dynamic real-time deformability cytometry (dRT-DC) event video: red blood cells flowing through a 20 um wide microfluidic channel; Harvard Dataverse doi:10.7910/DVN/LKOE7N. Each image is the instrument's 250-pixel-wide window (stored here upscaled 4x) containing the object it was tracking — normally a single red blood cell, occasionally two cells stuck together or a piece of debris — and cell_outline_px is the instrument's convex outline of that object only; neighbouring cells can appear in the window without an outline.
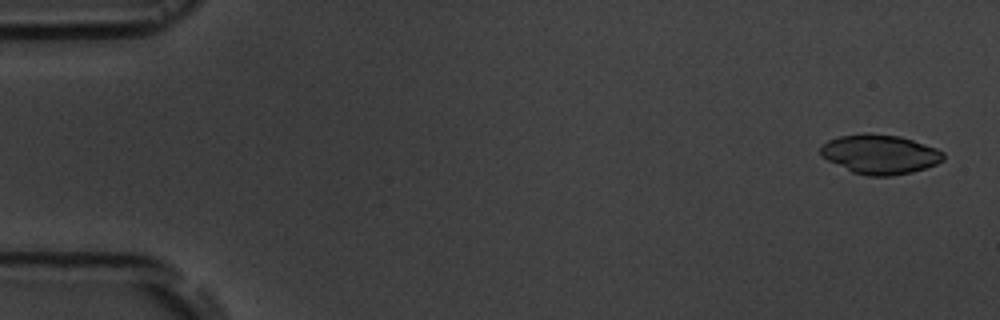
{"species": "common noctule bat (a hibernating species)", "species_latin": "Nyctalus noctula", "temperature_condition": "room temperature", "stored_images_in_passage": 5, "camera_frame_rate_fps": 3000, "um_per_image_px": 0.085, "animal": {"sex": "male", "body_mass_g": 19.5, "forearm_length_mm": 54.6}, "frame": {"image": 1, "passage_image": 1, "time_ms": 0.0, "image_size_px": [1000, 320], "cell_outline_px": [[944, 160], [936, 164], [912, 172], [888, 176], [868, 176], [852, 172], [820, 156], [820, 148], [828, 140], [840, 136], [864, 132], [868, 132], [900, 136], [936, 148], [944, 152]], "centroid_in_image_um": [74.78, 13.1], "position_along_channel_um": 10.2, "area_um2": 28.21}}